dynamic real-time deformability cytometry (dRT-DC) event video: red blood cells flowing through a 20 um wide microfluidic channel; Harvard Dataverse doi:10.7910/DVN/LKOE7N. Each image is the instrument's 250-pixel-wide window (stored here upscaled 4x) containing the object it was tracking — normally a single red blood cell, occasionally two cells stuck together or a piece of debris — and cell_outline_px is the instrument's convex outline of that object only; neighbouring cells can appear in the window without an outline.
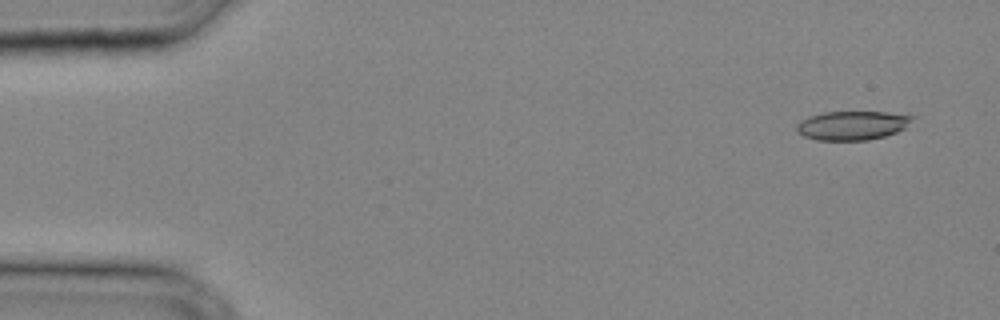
{"species": "common noctule bat (a hibernating species)", "species_latin": "Nyctalus noctula", "temperature_condition": "cold", "stored_images_in_passage": 32, "camera_frame_rate_fps": 3000, "um_per_image_px": 0.085, "animal": {"sex": "male", "body_mass_g": 20.4}, "frame": {"image": 1, "passage_image": 2, "time_ms": 0.333, "image_size_px": [1000, 320], "cell_outline_px": [[916, 116], [904, 128], [896, 132], [884, 136], [868, 140], [816, 140], [804, 136], [796, 128], [796, 124], [808, 116], [824, 112], [884, 112]], "centroid_in_image_um": [72.43, 10.66], "position_along_channel_um": 12.6, "area_um2": 19.36}}
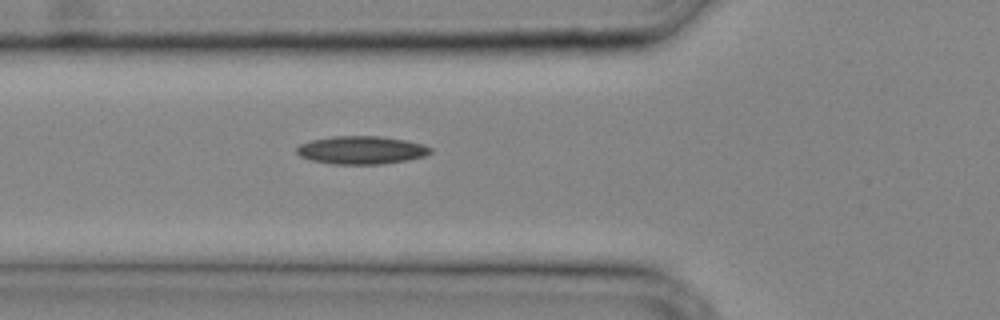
{"frame": {"image": 2, "passage_image": 12, "time_ms": 3.667, "image_size_px": [1000, 320], "cell_outline_px": [[432, 152], [424, 156], [408, 160], [380, 164], [332, 164], [312, 160], [300, 156], [296, 152], [296, 148], [300, 144], [312, 140], [332, 136], [380, 136], [404, 140], [420, 144], [432, 148]], "centroid_in_image_um": [30.7, 12.76], "position_along_channel_um": 95.1, "area_um2": 21.73}}
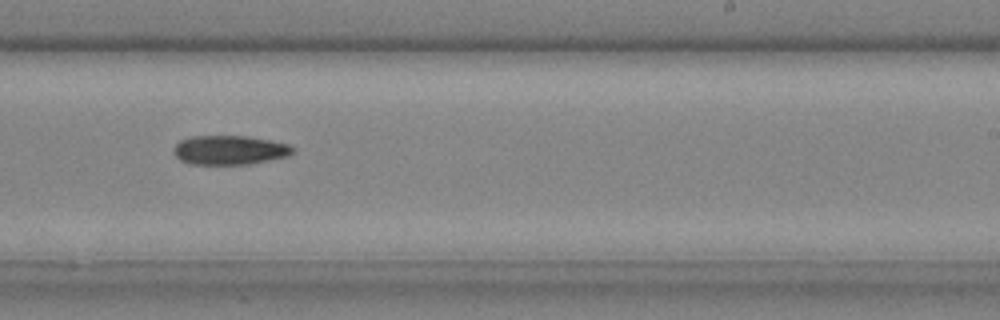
{"frame": {"image": 3, "passage_image": 21, "time_ms": 6.667, "image_size_px": [1000, 320], "cell_outline_px": [[296, 152], [288, 156], [248, 164], [192, 164], [180, 160], [172, 152], [172, 148], [180, 140], [192, 136], [248, 136], [288, 144], [296, 148]], "centroid_in_image_um": [19.51, 12.75], "position_along_channel_um": 269.5, "area_um2": 20.35}}